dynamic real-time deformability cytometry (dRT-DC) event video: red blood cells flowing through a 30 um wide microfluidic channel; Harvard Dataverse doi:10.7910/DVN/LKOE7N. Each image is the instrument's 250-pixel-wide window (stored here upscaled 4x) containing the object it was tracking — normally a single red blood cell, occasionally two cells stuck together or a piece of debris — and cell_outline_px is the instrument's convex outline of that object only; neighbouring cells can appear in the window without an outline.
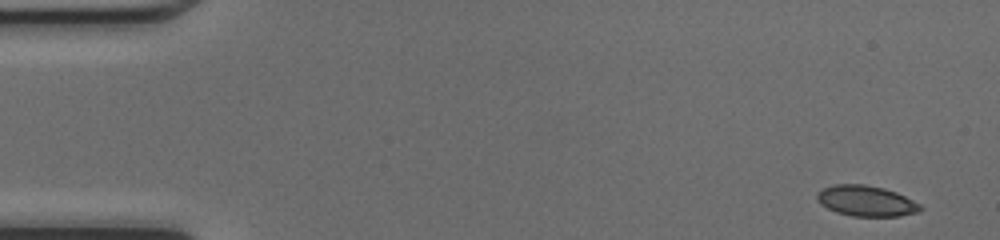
{"species": "common noctule bat (a hibernating species)", "species_latin": "Nyctalus noctula", "temperature_condition": "cold", "stored_images_in_passage": 47, "camera_frame_rate_fps": 3000, "um_per_image_px": 0.085, "animal": {"sex": "female", "body_mass_g": 17.0, "forearm_length_mm": 48.0}, "frame": {"image": 1, "passage_image": 1, "time_ms": 0.0, "image_size_px": [1000, 240], "cell_outline_px": [[924, 208], [916, 212], [900, 216], [852, 216], [836, 212], [820, 204], [816, 200], [816, 196], [824, 188], [832, 184], [864, 184], [884, 188], [896, 192], [920, 204]], "centroid_in_image_um": [73.61, 17.08], "position_along_channel_um": 11.4, "area_um2": 18.38}}
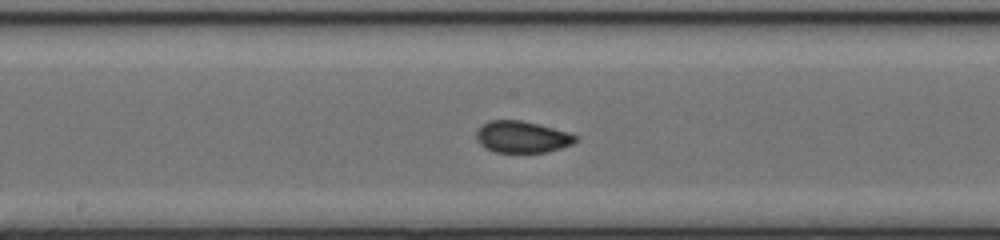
{"frame": {"image": 2, "passage_image": 24, "time_ms": 7.667, "image_size_px": [1000, 240], "cell_outline_px": [[576, 140], [572, 144], [548, 152], [496, 152], [484, 148], [476, 140], [476, 128], [480, 124], [488, 120], [520, 120], [568, 132], [576, 136]], "centroid_in_image_um": [44.29, 11.63], "position_along_channel_um": 203.9, "area_um2": 18.32}}
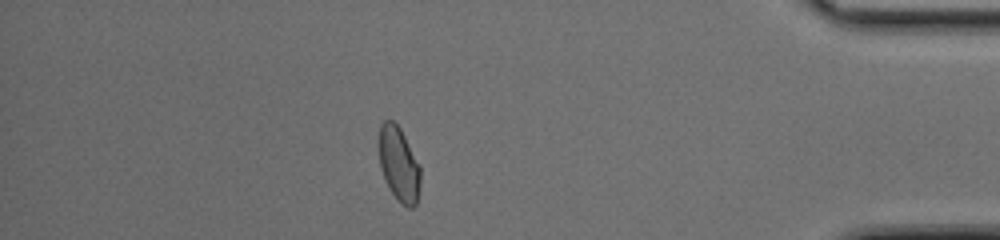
{"frame": {"image": 3, "passage_image": 41, "time_ms": 13.333, "image_size_px": [1000, 240], "cell_outline_px": [[420, 184], [416, 204], [412, 208], [408, 208], [392, 192], [384, 180], [380, 168], [380, 124], [384, 120], [392, 120], [400, 128], [420, 164]], "centroid_in_image_um": [33.92, 13.94], "position_along_channel_um": 401.3, "area_um2": 17.74}, "authors_computed_cell_mechanics": {"area_um2": 18.3804, "velocity_mm_per_s": 4.2526, "shape_relaxation_time_tau1_ms": 7.0839, "shape_relaxation_time_tau2_ms": 0.8295, "deformation_change_tau1": 0.1216, "deformation_change_tau2": 0.0548}}